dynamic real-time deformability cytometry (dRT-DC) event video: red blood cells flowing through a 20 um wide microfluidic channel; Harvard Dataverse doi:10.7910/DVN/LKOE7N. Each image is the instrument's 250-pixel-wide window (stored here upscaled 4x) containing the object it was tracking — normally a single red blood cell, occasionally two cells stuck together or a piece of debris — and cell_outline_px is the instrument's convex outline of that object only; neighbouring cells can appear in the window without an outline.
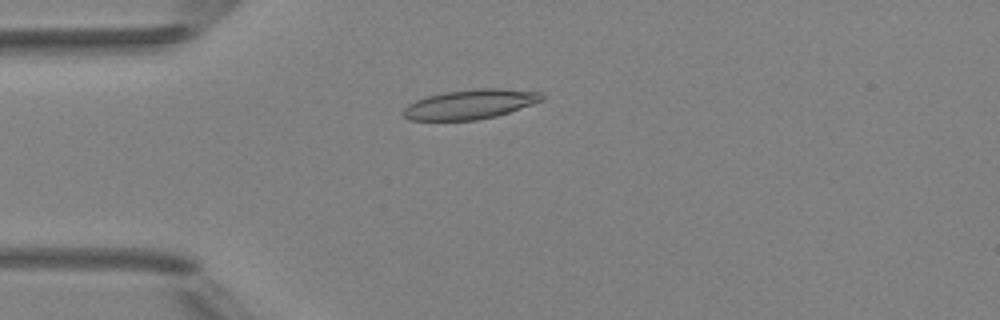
{"species": "Egyptian fruit bat (a non-hibernating species)", "species_latin": "Rousettus aegyptiacus", "temperature_condition": "room temperature", "stored_images_in_passage": 4, "camera_frame_rate_fps": 3000, "um_per_image_px": 0.085, "animal": {"sex": "female"}, "frame": {"image": 1, "passage_image": 4, "time_ms": 3.667, "image_size_px": [1000, 320], "cell_outline_px": [[544, 100], [496, 116], [476, 120], [408, 120], [404, 116], [404, 108], [408, 104], [416, 100], [428, 96], [444, 92], [476, 88], [500, 88], [540, 92], [544, 96]], "centroid_in_image_um": [39.97, 8.85], "position_along_channel_um": 45.0, "area_um2": 23.76}}